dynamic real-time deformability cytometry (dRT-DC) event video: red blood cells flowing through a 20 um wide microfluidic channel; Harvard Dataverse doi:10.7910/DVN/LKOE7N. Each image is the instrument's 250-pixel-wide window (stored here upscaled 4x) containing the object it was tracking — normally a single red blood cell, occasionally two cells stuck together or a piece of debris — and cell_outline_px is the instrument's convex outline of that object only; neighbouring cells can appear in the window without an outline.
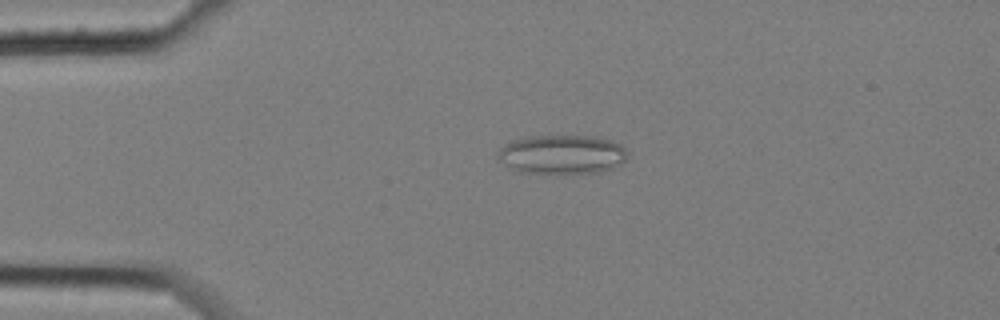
{"species": "common noctule bat (a hibernating species)", "species_latin": "Nyctalus noctula", "temperature_condition": "cold", "stored_images_in_passage": 5, "camera_frame_rate_fps": 3000, "um_per_image_px": 0.085, "animal": {"sex": "female", "body_mass_g": 25.1}, "frame": {"image": 1, "passage_image": 4, "time_ms": 1.0, "image_size_px": [1000, 320], "cell_outline_px": [[628, 156], [620, 164], [612, 168], [600, 172], [564, 176], [520, 172], [512, 168], [500, 160], [496, 156], [496, 152], [504, 144], [528, 136], [600, 136], [620, 144], [628, 152]], "centroid_in_image_um": [47.78, 13.16], "position_along_channel_um": 37.2, "area_um2": 30.4}}